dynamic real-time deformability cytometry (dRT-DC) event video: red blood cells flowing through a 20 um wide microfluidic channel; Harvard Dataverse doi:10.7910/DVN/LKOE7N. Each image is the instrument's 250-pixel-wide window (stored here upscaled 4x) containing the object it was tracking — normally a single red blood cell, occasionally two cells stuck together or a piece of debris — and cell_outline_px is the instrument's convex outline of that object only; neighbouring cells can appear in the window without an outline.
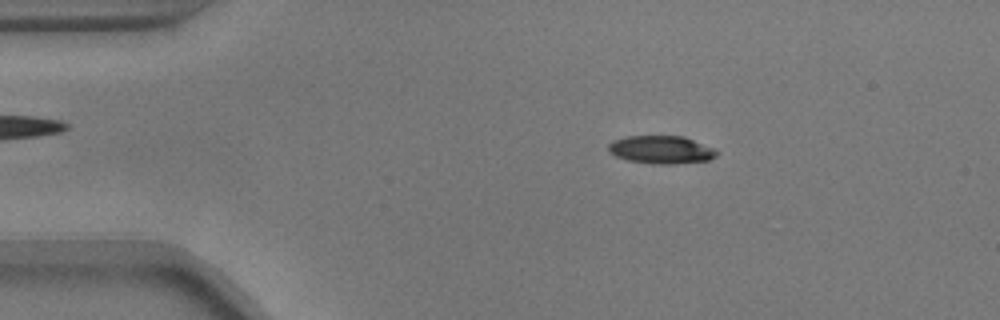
{"species": "common noctule bat (a hibernating species)", "species_latin": "Nyctalus noctula", "temperature_condition": "warm", "stored_images_in_passage": 51, "camera_frame_rate_fps": 3000, "um_per_image_px": 0.085, "animal": {"sex": "male", "body_mass_g": 17.9}, "frame": {"image": 1, "passage_image": 6, "time_ms": 1.667, "image_size_px": [1000, 320], "cell_outline_px": [[720, 152], [716, 156], [708, 160], [676, 164], [652, 164], [628, 160], [616, 156], [608, 152], [608, 144], [612, 140], [628, 136], [684, 136], [712, 148]], "centroid_in_image_um": [56.18, 12.73], "position_along_channel_um": 28.8, "area_um2": 17.69}}
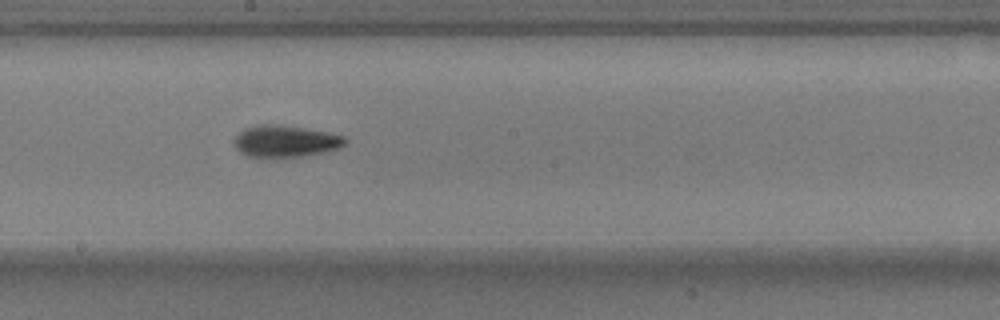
{"frame": {"image": 2, "passage_image": 26, "time_ms": 8.333, "image_size_px": [1000, 320], "cell_outline_px": [[348, 144], [340, 148], [324, 152], [304, 156], [272, 160], [260, 160], [248, 156], [240, 152], [232, 144], [232, 140], [244, 128], [260, 124], [280, 124], [328, 132], [344, 136], [348, 140]], "centroid_in_image_um": [24.23, 12.05], "position_along_channel_um": 224.0, "area_um2": 21.62}}
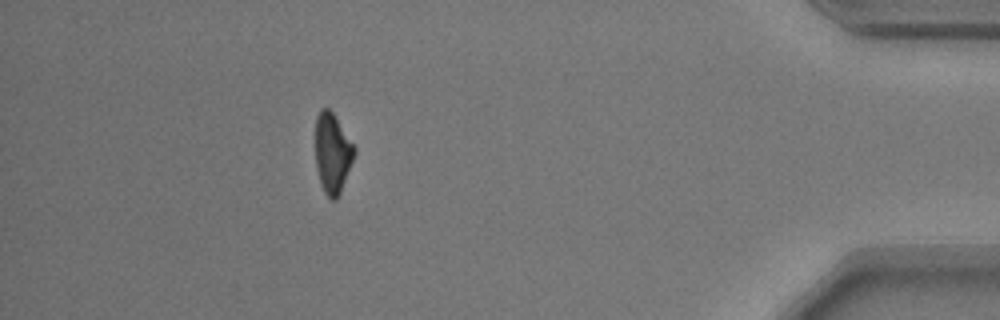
{"frame": {"image": 3, "passage_image": 45, "time_ms": 14.667, "image_size_px": [1000, 320], "cell_outline_px": [[356, 152], [340, 192], [336, 200], [332, 200], [324, 192], [320, 184], [316, 168], [316, 116], [320, 108], [328, 108], [332, 112], [356, 148]], "centroid_in_image_um": [28.25, 13.01], "position_along_channel_um": 407.0, "area_um2": 17.98}, "authors_computed_cell_mechanics": {"area_um2": 18.6694, "velocity_mm_per_s": 3.7132, "shape_relaxation_time_tau1_ms": 3.6967, "shape_relaxation_time_tau2_ms": 3.5016, "deformation_change_tau1": 0.1671, "deformation_change_tau2": 0.1136}}